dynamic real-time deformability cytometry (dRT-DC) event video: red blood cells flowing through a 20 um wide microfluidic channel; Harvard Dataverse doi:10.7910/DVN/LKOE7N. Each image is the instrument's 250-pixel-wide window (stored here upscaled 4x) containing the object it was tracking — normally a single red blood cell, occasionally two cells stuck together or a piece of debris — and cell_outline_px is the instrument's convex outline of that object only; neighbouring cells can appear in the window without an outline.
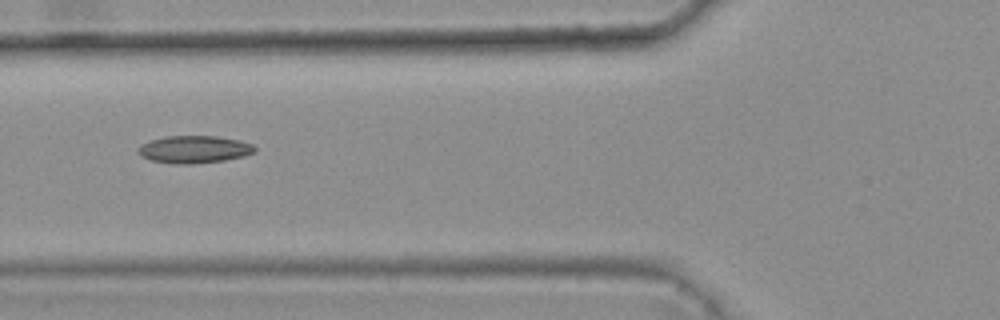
{"species": "common noctule bat (a hibernating species)", "species_latin": "Nyctalus noctula", "temperature_condition": "warm", "stored_images_in_passage": 7, "camera_frame_rate_fps": 3000, "um_per_image_px": 0.085, "animal": {"sex": "female", "body_mass_g": 25.1}, "frame": {"image": 1, "passage_image": 6, "time_ms": 1.667, "image_size_px": [1000, 320], "cell_outline_px": [[256, 152], [244, 156], [224, 160], [192, 164], [176, 164], [152, 160], [144, 156], [136, 148], [140, 144], [164, 136], [216, 136], [240, 140], [252, 144], [256, 148]], "centroid_in_image_um": [16.54, 12.69], "position_along_channel_um": 109.3, "area_um2": 18.55}}
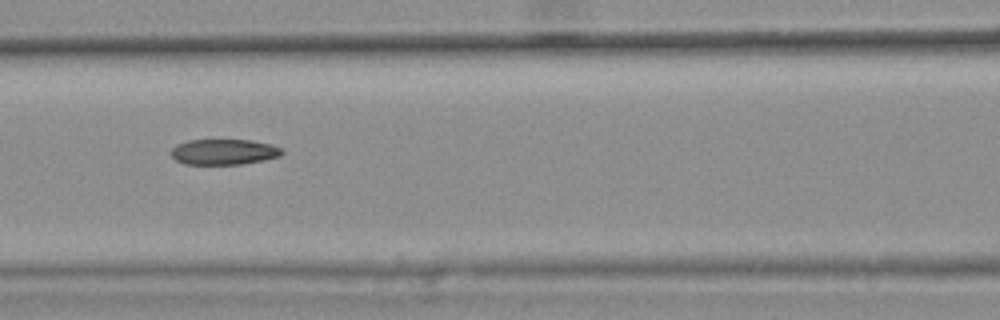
{"frame": {"image": 2, "passage_image": 7, "time_ms": 2.0, "image_size_px": [1000, 320], "cell_outline_px": [[284, 152], [280, 156], [264, 160], [244, 164], [184, 164], [176, 160], [168, 152], [176, 144], [188, 140], [252, 140], [272, 144], [280, 148]], "centroid_in_image_um": [19.01, 12.91], "position_along_channel_um": 147.6, "area_um2": 16.7}}